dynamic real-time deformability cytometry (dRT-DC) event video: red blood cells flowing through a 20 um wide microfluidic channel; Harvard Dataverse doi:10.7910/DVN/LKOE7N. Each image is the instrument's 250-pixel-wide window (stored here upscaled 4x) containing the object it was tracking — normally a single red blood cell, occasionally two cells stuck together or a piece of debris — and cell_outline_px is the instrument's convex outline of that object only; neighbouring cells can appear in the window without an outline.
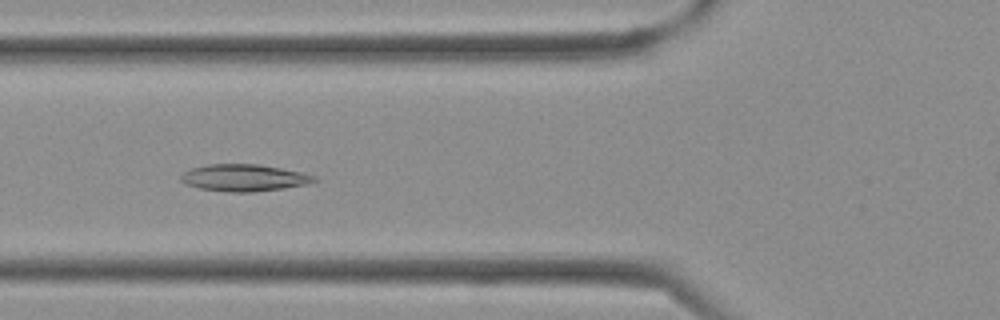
{"species": "Egyptian fruit bat (a non-hibernating species)", "species_latin": "Rousettus aegyptiacus", "temperature_condition": "cold", "stored_images_in_passage": 39, "camera_frame_rate_fps": 3000, "um_per_image_px": 0.085, "frame": {"image": 1, "passage_image": 14, "time_ms": 4.333, "image_size_px": [1000, 320], "cell_outline_px": [[320, 180], [308, 184], [284, 188], [252, 192], [228, 192], [200, 188], [184, 184], [180, 180], [180, 176], [184, 172], [192, 168], [208, 164], [260, 164], [300, 172], [316, 176]], "centroid_in_image_um": [20.75, 15.11], "position_along_channel_um": 105.0, "area_um2": 20.98}}
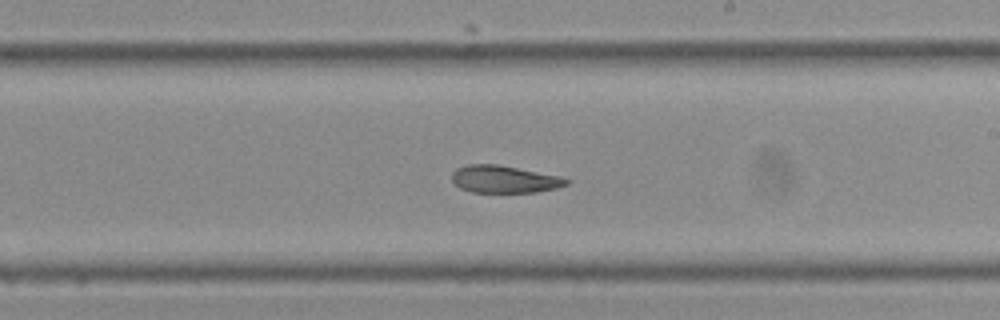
{"frame": {"image": 2, "passage_image": 22, "time_ms": 7.0, "image_size_px": [1000, 320], "cell_outline_px": [[572, 180], [568, 184], [556, 188], [536, 192], [472, 192], [460, 188], [452, 180], [452, 172], [456, 168], [468, 164], [496, 164], [560, 176]], "centroid_in_image_um": [42.87, 15.23], "position_along_channel_um": 246.1, "area_um2": 18.21}}
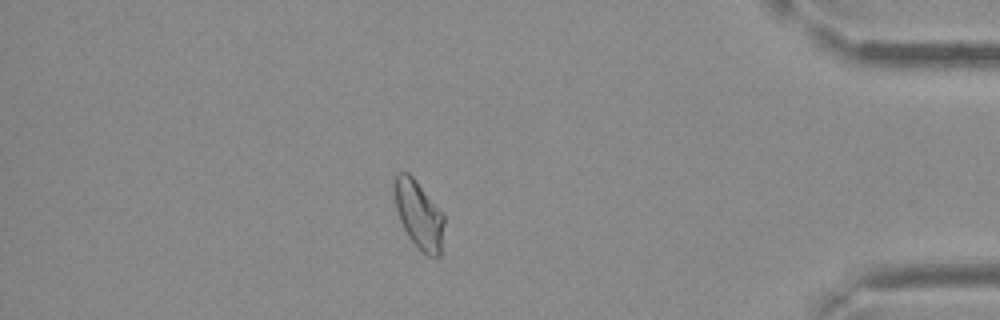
{"frame": {"image": 3, "passage_image": 33, "time_ms": 10.667, "image_size_px": [1000, 320], "cell_outline_px": [[444, 224], [440, 256], [428, 256], [408, 236], [400, 220], [396, 208], [392, 176], [396, 172], [408, 172], [412, 176], [444, 212]], "centroid_in_image_um": [35.59, 18.18], "position_along_channel_um": 399.6, "area_um2": 19.77}}